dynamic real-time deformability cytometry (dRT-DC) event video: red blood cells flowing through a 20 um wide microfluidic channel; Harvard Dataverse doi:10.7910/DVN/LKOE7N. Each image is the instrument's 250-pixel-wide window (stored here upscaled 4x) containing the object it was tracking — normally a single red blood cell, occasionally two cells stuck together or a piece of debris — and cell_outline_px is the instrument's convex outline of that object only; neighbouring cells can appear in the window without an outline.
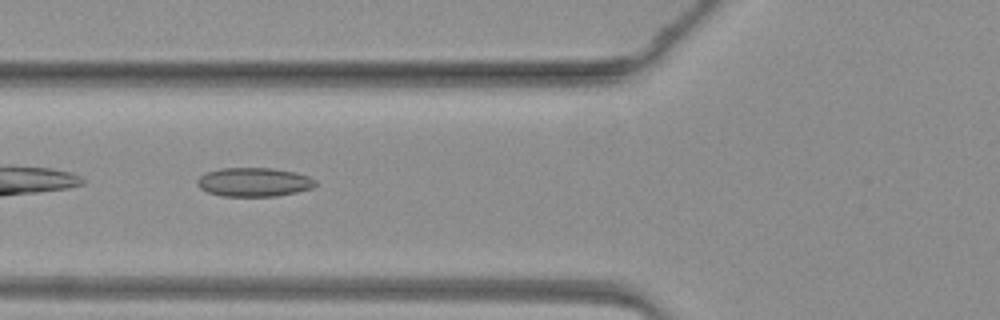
{"species": "common noctule bat (a hibernating species)", "species_latin": "Nyctalus noctula", "temperature_condition": "warm", "stored_images_in_passage": 31, "camera_frame_rate_fps": 3000, "um_per_image_px": 0.085, "animal": {"sex": "female", "body_mass_g": 19.3, "forearm_length_mm": 54.1}, "frame": {"image": 1, "passage_image": 4, "time_ms": 1.0, "image_size_px": [1000, 320], "cell_outline_px": [[316, 184], [312, 188], [296, 192], [276, 196], [220, 196], [208, 192], [200, 188], [196, 184], [196, 180], [200, 176], [208, 172], [220, 168], [272, 168], [296, 172], [308, 176], [316, 180]], "centroid_in_image_um": [21.58, 15.48], "position_along_channel_um": 104.2, "area_um2": 19.94}}
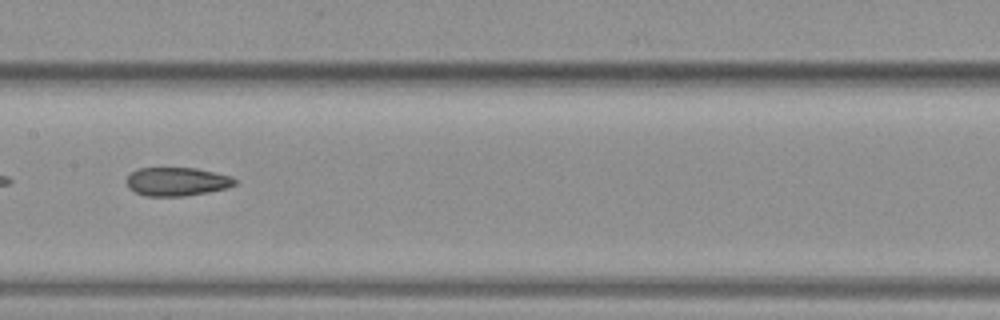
{"frame": {"image": 2, "passage_image": 10, "time_ms": 3.0, "image_size_px": [1000, 320], "cell_outline_px": [[236, 184], [228, 188], [208, 192], [184, 196], [144, 196], [128, 188], [124, 180], [136, 168], [196, 168], [228, 176], [236, 180]], "centroid_in_image_um": [14.98, 15.44], "position_along_channel_um": 192.4, "area_um2": 18.03}}
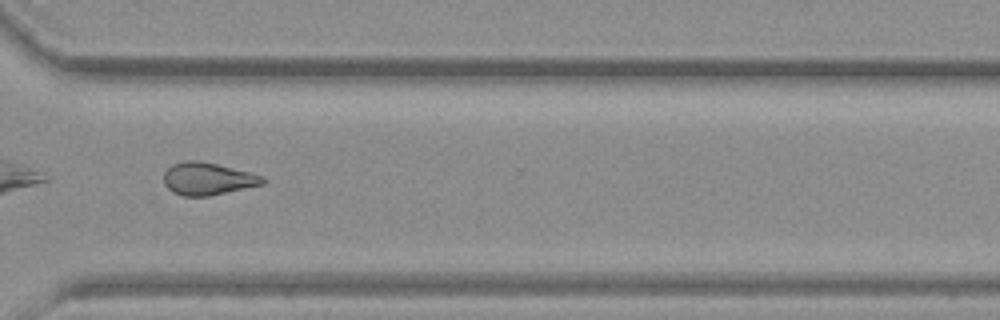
{"frame": {"image": 3, "passage_image": 21, "time_ms": 6.667, "image_size_px": [1000, 320], "cell_outline_px": [[268, 180], [264, 184], [208, 196], [180, 196], [172, 192], [164, 184], [164, 172], [172, 164], [184, 160], [200, 160], [264, 176]], "centroid_in_image_um": [17.64, 15.19], "position_along_channel_um": 353.0, "area_um2": 18.79}}